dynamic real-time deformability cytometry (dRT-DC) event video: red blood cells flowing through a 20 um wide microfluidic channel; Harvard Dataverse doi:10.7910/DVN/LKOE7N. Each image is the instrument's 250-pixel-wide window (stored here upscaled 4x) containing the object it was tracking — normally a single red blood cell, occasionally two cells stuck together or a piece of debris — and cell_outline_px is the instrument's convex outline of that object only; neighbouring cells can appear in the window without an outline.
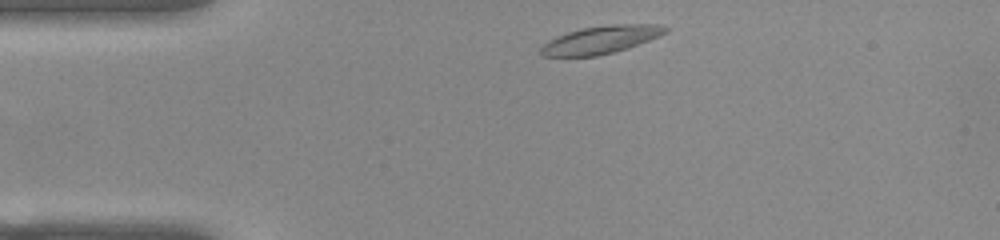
{"species": "common noctule bat (a hibernating species)", "species_latin": "Nyctalus noctula", "temperature_condition": "warm", "stored_images_in_passage": 44, "camera_frame_rate_fps": 3000, "um_per_image_px": 0.085, "animal": {"sex": "female", "body_mass_g": 22.0, "forearm_length_mm": 56.7}, "frame": {"image": 1, "passage_image": 2, "time_ms": 0.333, "image_size_px": [1000, 240], "cell_outline_px": [[668, 32], [660, 36], [628, 48], [596, 56], [540, 56], [540, 48], [548, 40], [556, 36], [580, 28], [612, 24], [660, 24], [668, 28]], "centroid_in_image_um": [51.08, 3.37], "position_along_channel_um": 33.9, "area_um2": 20.23}}
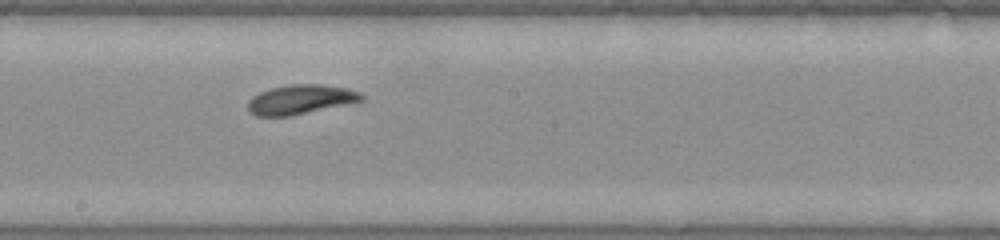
{"frame": {"image": 2, "passage_image": 20, "time_ms": 6.333, "image_size_px": [1000, 240], "cell_outline_px": [[364, 100], [292, 116], [256, 116], [248, 112], [248, 100], [252, 96], [260, 92], [272, 88], [292, 84], [320, 84], [348, 88], [360, 92], [364, 96]], "centroid_in_image_um": [25.54, 8.46], "position_along_channel_um": 222.7, "area_um2": 19.54}}
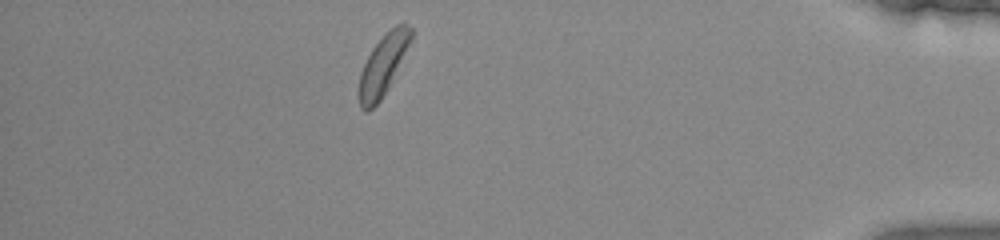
{"frame": {"image": 3, "passage_image": 38, "time_ms": 12.333, "image_size_px": [1000, 240], "cell_outline_px": [[412, 36], [388, 88], [380, 100], [368, 112], [364, 112], [360, 108], [360, 72], [372, 48], [396, 24], [404, 20], [412, 28]], "centroid_in_image_um": [32.56, 5.51], "position_along_channel_um": 402.6, "area_um2": 17.69}, "authors_computed_cell_mechanics": {"area_um2": 19.5942, "velocity_mm_per_s": 3.7944, "shape_relaxation_time_tau1_ms": 3.2411, "shape_relaxation_time_tau2_ms": 3.8903, "deformation_change_tau1": 0.1256, "deformation_change_tau2": 0.0861}}